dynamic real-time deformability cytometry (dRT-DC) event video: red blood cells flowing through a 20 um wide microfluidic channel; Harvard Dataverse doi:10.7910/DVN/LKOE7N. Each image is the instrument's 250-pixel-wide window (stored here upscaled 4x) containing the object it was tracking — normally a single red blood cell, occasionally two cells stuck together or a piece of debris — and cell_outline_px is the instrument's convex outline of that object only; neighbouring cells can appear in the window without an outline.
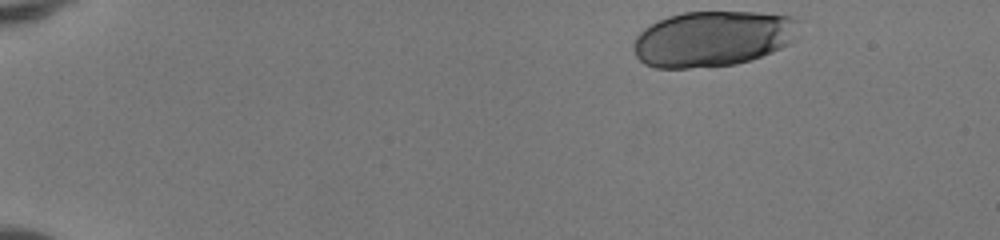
{"species": "human", "species_latin": "Homo sapiens", "temperature_condition": "room temperature", "stored_images_in_passage": 44, "camera_frame_rate_fps": 3000, "um_per_image_px": 0.085, "donor": {"sex": "female"}, "frame": {"image": 1, "passage_image": 1, "time_ms": 0.0, "image_size_px": [1000, 240], "cell_outline_px": [[804, 20], [796, 40], [792, 44], [772, 52], [736, 64], [688, 68], [656, 68], [644, 64], [636, 56], [632, 48], [632, 44], [636, 36], [644, 28], [668, 16], [684, 12], [756, 12], [792, 16]], "centroid_in_image_um": [60.66, 3.28], "position_along_channel_um": 24.3, "area_um2": 54.39}}
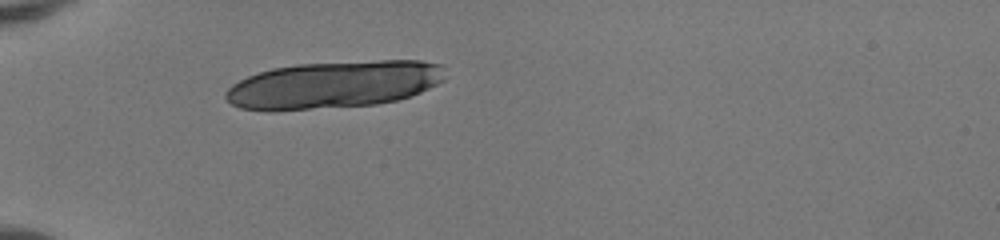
{"frame": {"image": 2, "passage_image": 11, "time_ms": 3.333, "image_size_px": [1000, 240], "cell_outline_px": [[444, 80], [412, 96], [396, 100], [376, 104], [272, 112], [268, 112], [240, 108], [232, 104], [224, 96], [224, 92], [232, 84], [248, 76], [272, 68], [296, 64], [380, 60], [420, 60], [440, 64]], "centroid_in_image_um": [28.31, 7.21], "position_along_channel_um": 56.7, "area_um2": 60.69}}